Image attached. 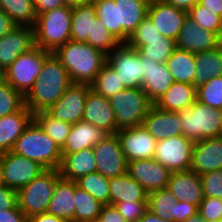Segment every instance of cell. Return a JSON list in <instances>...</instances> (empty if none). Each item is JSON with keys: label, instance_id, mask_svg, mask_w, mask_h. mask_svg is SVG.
<instances>
[{"label": "cell", "instance_id": "obj_11", "mask_svg": "<svg viewBox=\"0 0 222 222\" xmlns=\"http://www.w3.org/2000/svg\"><path fill=\"white\" fill-rule=\"evenodd\" d=\"M107 63L116 71L125 88H142L143 63L136 49L121 43L107 55Z\"/></svg>", "mask_w": 222, "mask_h": 222}, {"label": "cell", "instance_id": "obj_6", "mask_svg": "<svg viewBox=\"0 0 222 222\" xmlns=\"http://www.w3.org/2000/svg\"><path fill=\"white\" fill-rule=\"evenodd\" d=\"M60 177L59 170L46 169L37 178L17 191L18 207L27 218L47 212L56 181Z\"/></svg>", "mask_w": 222, "mask_h": 222}, {"label": "cell", "instance_id": "obj_27", "mask_svg": "<svg viewBox=\"0 0 222 222\" xmlns=\"http://www.w3.org/2000/svg\"><path fill=\"white\" fill-rule=\"evenodd\" d=\"M75 181L60 177L55 184L53 196L48 204L47 213L62 218L65 222H74Z\"/></svg>", "mask_w": 222, "mask_h": 222}, {"label": "cell", "instance_id": "obj_23", "mask_svg": "<svg viewBox=\"0 0 222 222\" xmlns=\"http://www.w3.org/2000/svg\"><path fill=\"white\" fill-rule=\"evenodd\" d=\"M166 188L178 201L197 207L204 198L200 175L191 170L171 172Z\"/></svg>", "mask_w": 222, "mask_h": 222}, {"label": "cell", "instance_id": "obj_12", "mask_svg": "<svg viewBox=\"0 0 222 222\" xmlns=\"http://www.w3.org/2000/svg\"><path fill=\"white\" fill-rule=\"evenodd\" d=\"M89 90L90 84L72 83L66 89L63 96L45 111L54 119L76 124L82 121Z\"/></svg>", "mask_w": 222, "mask_h": 222}, {"label": "cell", "instance_id": "obj_7", "mask_svg": "<svg viewBox=\"0 0 222 222\" xmlns=\"http://www.w3.org/2000/svg\"><path fill=\"white\" fill-rule=\"evenodd\" d=\"M108 100L115 114L117 131L142 125L153 105L142 88H125Z\"/></svg>", "mask_w": 222, "mask_h": 222}, {"label": "cell", "instance_id": "obj_62", "mask_svg": "<svg viewBox=\"0 0 222 222\" xmlns=\"http://www.w3.org/2000/svg\"><path fill=\"white\" fill-rule=\"evenodd\" d=\"M3 186V181H2V167H1V161H0V187Z\"/></svg>", "mask_w": 222, "mask_h": 222}, {"label": "cell", "instance_id": "obj_60", "mask_svg": "<svg viewBox=\"0 0 222 222\" xmlns=\"http://www.w3.org/2000/svg\"><path fill=\"white\" fill-rule=\"evenodd\" d=\"M91 0H63V3L65 6H69V7H78L80 5H84L87 3H90Z\"/></svg>", "mask_w": 222, "mask_h": 222}, {"label": "cell", "instance_id": "obj_21", "mask_svg": "<svg viewBox=\"0 0 222 222\" xmlns=\"http://www.w3.org/2000/svg\"><path fill=\"white\" fill-rule=\"evenodd\" d=\"M222 169V136L194 142L190 170L198 175Z\"/></svg>", "mask_w": 222, "mask_h": 222}, {"label": "cell", "instance_id": "obj_14", "mask_svg": "<svg viewBox=\"0 0 222 222\" xmlns=\"http://www.w3.org/2000/svg\"><path fill=\"white\" fill-rule=\"evenodd\" d=\"M115 134L128 162L154 158L157 140L143 125L120 129Z\"/></svg>", "mask_w": 222, "mask_h": 222}, {"label": "cell", "instance_id": "obj_2", "mask_svg": "<svg viewBox=\"0 0 222 222\" xmlns=\"http://www.w3.org/2000/svg\"><path fill=\"white\" fill-rule=\"evenodd\" d=\"M54 56L62 63L72 83L90 84L107 62V55L88 43L68 41L58 47Z\"/></svg>", "mask_w": 222, "mask_h": 222}, {"label": "cell", "instance_id": "obj_54", "mask_svg": "<svg viewBox=\"0 0 222 222\" xmlns=\"http://www.w3.org/2000/svg\"><path fill=\"white\" fill-rule=\"evenodd\" d=\"M36 14L64 6L63 0H33Z\"/></svg>", "mask_w": 222, "mask_h": 222}, {"label": "cell", "instance_id": "obj_25", "mask_svg": "<svg viewBox=\"0 0 222 222\" xmlns=\"http://www.w3.org/2000/svg\"><path fill=\"white\" fill-rule=\"evenodd\" d=\"M34 119V114L24 105L19 111L0 117V154L13 149L18 137Z\"/></svg>", "mask_w": 222, "mask_h": 222}, {"label": "cell", "instance_id": "obj_53", "mask_svg": "<svg viewBox=\"0 0 222 222\" xmlns=\"http://www.w3.org/2000/svg\"><path fill=\"white\" fill-rule=\"evenodd\" d=\"M0 222H28V218L23 214L17 205L12 209H1Z\"/></svg>", "mask_w": 222, "mask_h": 222}, {"label": "cell", "instance_id": "obj_39", "mask_svg": "<svg viewBox=\"0 0 222 222\" xmlns=\"http://www.w3.org/2000/svg\"><path fill=\"white\" fill-rule=\"evenodd\" d=\"M90 89L108 99L125 87L121 84L116 71L106 62L90 83Z\"/></svg>", "mask_w": 222, "mask_h": 222}, {"label": "cell", "instance_id": "obj_44", "mask_svg": "<svg viewBox=\"0 0 222 222\" xmlns=\"http://www.w3.org/2000/svg\"><path fill=\"white\" fill-rule=\"evenodd\" d=\"M96 17L107 30L118 40V15L115 0H91Z\"/></svg>", "mask_w": 222, "mask_h": 222}, {"label": "cell", "instance_id": "obj_5", "mask_svg": "<svg viewBox=\"0 0 222 222\" xmlns=\"http://www.w3.org/2000/svg\"><path fill=\"white\" fill-rule=\"evenodd\" d=\"M182 134L193 142L222 136V110L195 101L178 111Z\"/></svg>", "mask_w": 222, "mask_h": 222}, {"label": "cell", "instance_id": "obj_41", "mask_svg": "<svg viewBox=\"0 0 222 222\" xmlns=\"http://www.w3.org/2000/svg\"><path fill=\"white\" fill-rule=\"evenodd\" d=\"M87 43L106 55L121 44L97 17L92 21L91 36H88Z\"/></svg>", "mask_w": 222, "mask_h": 222}, {"label": "cell", "instance_id": "obj_37", "mask_svg": "<svg viewBox=\"0 0 222 222\" xmlns=\"http://www.w3.org/2000/svg\"><path fill=\"white\" fill-rule=\"evenodd\" d=\"M176 48L174 39L162 36V38L144 39V45L140 46L137 52L148 60L165 63Z\"/></svg>", "mask_w": 222, "mask_h": 222}, {"label": "cell", "instance_id": "obj_22", "mask_svg": "<svg viewBox=\"0 0 222 222\" xmlns=\"http://www.w3.org/2000/svg\"><path fill=\"white\" fill-rule=\"evenodd\" d=\"M142 125L157 141L183 135L178 112L158 109L155 105L149 108Z\"/></svg>", "mask_w": 222, "mask_h": 222}, {"label": "cell", "instance_id": "obj_13", "mask_svg": "<svg viewBox=\"0 0 222 222\" xmlns=\"http://www.w3.org/2000/svg\"><path fill=\"white\" fill-rule=\"evenodd\" d=\"M97 172L107 178L127 173L128 161L116 134L107 135L93 147Z\"/></svg>", "mask_w": 222, "mask_h": 222}, {"label": "cell", "instance_id": "obj_49", "mask_svg": "<svg viewBox=\"0 0 222 222\" xmlns=\"http://www.w3.org/2000/svg\"><path fill=\"white\" fill-rule=\"evenodd\" d=\"M127 222H138L148 210L147 201L119 202L114 205Z\"/></svg>", "mask_w": 222, "mask_h": 222}, {"label": "cell", "instance_id": "obj_20", "mask_svg": "<svg viewBox=\"0 0 222 222\" xmlns=\"http://www.w3.org/2000/svg\"><path fill=\"white\" fill-rule=\"evenodd\" d=\"M82 121L99 127L108 135L117 132L116 118L109 100L91 89L87 93Z\"/></svg>", "mask_w": 222, "mask_h": 222}, {"label": "cell", "instance_id": "obj_31", "mask_svg": "<svg viewBox=\"0 0 222 222\" xmlns=\"http://www.w3.org/2000/svg\"><path fill=\"white\" fill-rule=\"evenodd\" d=\"M195 63L193 85L196 88L215 76H222V44L215 49L195 53Z\"/></svg>", "mask_w": 222, "mask_h": 222}, {"label": "cell", "instance_id": "obj_18", "mask_svg": "<svg viewBox=\"0 0 222 222\" xmlns=\"http://www.w3.org/2000/svg\"><path fill=\"white\" fill-rule=\"evenodd\" d=\"M222 44V38L212 31L201 28L187 16L176 40V47L189 52H205Z\"/></svg>", "mask_w": 222, "mask_h": 222}, {"label": "cell", "instance_id": "obj_35", "mask_svg": "<svg viewBox=\"0 0 222 222\" xmlns=\"http://www.w3.org/2000/svg\"><path fill=\"white\" fill-rule=\"evenodd\" d=\"M74 222H96L103 204L78 186L74 193Z\"/></svg>", "mask_w": 222, "mask_h": 222}, {"label": "cell", "instance_id": "obj_30", "mask_svg": "<svg viewBox=\"0 0 222 222\" xmlns=\"http://www.w3.org/2000/svg\"><path fill=\"white\" fill-rule=\"evenodd\" d=\"M110 205L119 202L147 201L148 192L127 173L109 178Z\"/></svg>", "mask_w": 222, "mask_h": 222}, {"label": "cell", "instance_id": "obj_63", "mask_svg": "<svg viewBox=\"0 0 222 222\" xmlns=\"http://www.w3.org/2000/svg\"><path fill=\"white\" fill-rule=\"evenodd\" d=\"M148 3H153V2H160V1H165V0H145Z\"/></svg>", "mask_w": 222, "mask_h": 222}, {"label": "cell", "instance_id": "obj_48", "mask_svg": "<svg viewBox=\"0 0 222 222\" xmlns=\"http://www.w3.org/2000/svg\"><path fill=\"white\" fill-rule=\"evenodd\" d=\"M198 212L207 222L222 221V199L204 197L198 207Z\"/></svg>", "mask_w": 222, "mask_h": 222}, {"label": "cell", "instance_id": "obj_10", "mask_svg": "<svg viewBox=\"0 0 222 222\" xmlns=\"http://www.w3.org/2000/svg\"><path fill=\"white\" fill-rule=\"evenodd\" d=\"M194 142L184 135L157 141L154 159L170 172L190 170Z\"/></svg>", "mask_w": 222, "mask_h": 222}, {"label": "cell", "instance_id": "obj_8", "mask_svg": "<svg viewBox=\"0 0 222 222\" xmlns=\"http://www.w3.org/2000/svg\"><path fill=\"white\" fill-rule=\"evenodd\" d=\"M51 54V52L35 46L30 51L21 54L1 73V76L12 88L25 97L33 88L36 79L40 75L44 61Z\"/></svg>", "mask_w": 222, "mask_h": 222}, {"label": "cell", "instance_id": "obj_38", "mask_svg": "<svg viewBox=\"0 0 222 222\" xmlns=\"http://www.w3.org/2000/svg\"><path fill=\"white\" fill-rule=\"evenodd\" d=\"M103 205H110L109 178L99 172H91L75 181Z\"/></svg>", "mask_w": 222, "mask_h": 222}, {"label": "cell", "instance_id": "obj_42", "mask_svg": "<svg viewBox=\"0 0 222 222\" xmlns=\"http://www.w3.org/2000/svg\"><path fill=\"white\" fill-rule=\"evenodd\" d=\"M25 105V97L0 76V117L19 111Z\"/></svg>", "mask_w": 222, "mask_h": 222}, {"label": "cell", "instance_id": "obj_56", "mask_svg": "<svg viewBox=\"0 0 222 222\" xmlns=\"http://www.w3.org/2000/svg\"><path fill=\"white\" fill-rule=\"evenodd\" d=\"M201 6L215 12V15L222 17V0H199Z\"/></svg>", "mask_w": 222, "mask_h": 222}, {"label": "cell", "instance_id": "obj_57", "mask_svg": "<svg viewBox=\"0 0 222 222\" xmlns=\"http://www.w3.org/2000/svg\"><path fill=\"white\" fill-rule=\"evenodd\" d=\"M28 222H65V221L62 218H59L58 216L46 212L28 218Z\"/></svg>", "mask_w": 222, "mask_h": 222}, {"label": "cell", "instance_id": "obj_24", "mask_svg": "<svg viewBox=\"0 0 222 222\" xmlns=\"http://www.w3.org/2000/svg\"><path fill=\"white\" fill-rule=\"evenodd\" d=\"M118 15V41L126 43L136 27L147 17L145 0H115Z\"/></svg>", "mask_w": 222, "mask_h": 222}, {"label": "cell", "instance_id": "obj_9", "mask_svg": "<svg viewBox=\"0 0 222 222\" xmlns=\"http://www.w3.org/2000/svg\"><path fill=\"white\" fill-rule=\"evenodd\" d=\"M3 185L15 191L37 178L46 170L40 163L12 151L0 154Z\"/></svg>", "mask_w": 222, "mask_h": 222}, {"label": "cell", "instance_id": "obj_36", "mask_svg": "<svg viewBox=\"0 0 222 222\" xmlns=\"http://www.w3.org/2000/svg\"><path fill=\"white\" fill-rule=\"evenodd\" d=\"M176 201L177 199L168 188H163L148 193L147 208L158 217L175 222L174 210Z\"/></svg>", "mask_w": 222, "mask_h": 222}, {"label": "cell", "instance_id": "obj_34", "mask_svg": "<svg viewBox=\"0 0 222 222\" xmlns=\"http://www.w3.org/2000/svg\"><path fill=\"white\" fill-rule=\"evenodd\" d=\"M2 9L17 26L34 27L36 12L33 0H0Z\"/></svg>", "mask_w": 222, "mask_h": 222}, {"label": "cell", "instance_id": "obj_1", "mask_svg": "<svg viewBox=\"0 0 222 222\" xmlns=\"http://www.w3.org/2000/svg\"><path fill=\"white\" fill-rule=\"evenodd\" d=\"M72 84L68 72L52 53L43 64L33 88L25 96V105L33 114L56 103Z\"/></svg>", "mask_w": 222, "mask_h": 222}, {"label": "cell", "instance_id": "obj_3", "mask_svg": "<svg viewBox=\"0 0 222 222\" xmlns=\"http://www.w3.org/2000/svg\"><path fill=\"white\" fill-rule=\"evenodd\" d=\"M13 153L40 163L46 169L59 170L61 147L33 119L14 144Z\"/></svg>", "mask_w": 222, "mask_h": 222}, {"label": "cell", "instance_id": "obj_55", "mask_svg": "<svg viewBox=\"0 0 222 222\" xmlns=\"http://www.w3.org/2000/svg\"><path fill=\"white\" fill-rule=\"evenodd\" d=\"M17 25L0 9V38L10 33Z\"/></svg>", "mask_w": 222, "mask_h": 222}, {"label": "cell", "instance_id": "obj_58", "mask_svg": "<svg viewBox=\"0 0 222 222\" xmlns=\"http://www.w3.org/2000/svg\"><path fill=\"white\" fill-rule=\"evenodd\" d=\"M165 2L182 10L188 11L190 8L195 6L199 0H165Z\"/></svg>", "mask_w": 222, "mask_h": 222}, {"label": "cell", "instance_id": "obj_61", "mask_svg": "<svg viewBox=\"0 0 222 222\" xmlns=\"http://www.w3.org/2000/svg\"><path fill=\"white\" fill-rule=\"evenodd\" d=\"M184 222H207L201 214L197 211L193 216L189 217L186 221Z\"/></svg>", "mask_w": 222, "mask_h": 222}, {"label": "cell", "instance_id": "obj_51", "mask_svg": "<svg viewBox=\"0 0 222 222\" xmlns=\"http://www.w3.org/2000/svg\"><path fill=\"white\" fill-rule=\"evenodd\" d=\"M18 205L17 191L3 185L0 187V210L12 209Z\"/></svg>", "mask_w": 222, "mask_h": 222}, {"label": "cell", "instance_id": "obj_33", "mask_svg": "<svg viewBox=\"0 0 222 222\" xmlns=\"http://www.w3.org/2000/svg\"><path fill=\"white\" fill-rule=\"evenodd\" d=\"M96 18L94 5L90 2L72 9L70 37L72 41L87 43L91 36L92 21Z\"/></svg>", "mask_w": 222, "mask_h": 222}, {"label": "cell", "instance_id": "obj_26", "mask_svg": "<svg viewBox=\"0 0 222 222\" xmlns=\"http://www.w3.org/2000/svg\"><path fill=\"white\" fill-rule=\"evenodd\" d=\"M108 134L99 127L79 121L72 124L70 133L61 148L62 154H71L86 148H93Z\"/></svg>", "mask_w": 222, "mask_h": 222}, {"label": "cell", "instance_id": "obj_52", "mask_svg": "<svg viewBox=\"0 0 222 222\" xmlns=\"http://www.w3.org/2000/svg\"><path fill=\"white\" fill-rule=\"evenodd\" d=\"M96 222H127L113 205H103Z\"/></svg>", "mask_w": 222, "mask_h": 222}, {"label": "cell", "instance_id": "obj_19", "mask_svg": "<svg viewBox=\"0 0 222 222\" xmlns=\"http://www.w3.org/2000/svg\"><path fill=\"white\" fill-rule=\"evenodd\" d=\"M140 57L143 63L142 89L154 104L175 81L165 63L148 60L144 55Z\"/></svg>", "mask_w": 222, "mask_h": 222}, {"label": "cell", "instance_id": "obj_43", "mask_svg": "<svg viewBox=\"0 0 222 222\" xmlns=\"http://www.w3.org/2000/svg\"><path fill=\"white\" fill-rule=\"evenodd\" d=\"M196 100L222 110V76H215L197 87Z\"/></svg>", "mask_w": 222, "mask_h": 222}, {"label": "cell", "instance_id": "obj_40", "mask_svg": "<svg viewBox=\"0 0 222 222\" xmlns=\"http://www.w3.org/2000/svg\"><path fill=\"white\" fill-rule=\"evenodd\" d=\"M34 120L42 130L62 148L70 133L72 124L54 119L46 111L36 112L34 114Z\"/></svg>", "mask_w": 222, "mask_h": 222}, {"label": "cell", "instance_id": "obj_17", "mask_svg": "<svg viewBox=\"0 0 222 222\" xmlns=\"http://www.w3.org/2000/svg\"><path fill=\"white\" fill-rule=\"evenodd\" d=\"M147 16L162 36L176 41L188 12L165 1H160L149 3Z\"/></svg>", "mask_w": 222, "mask_h": 222}, {"label": "cell", "instance_id": "obj_59", "mask_svg": "<svg viewBox=\"0 0 222 222\" xmlns=\"http://www.w3.org/2000/svg\"><path fill=\"white\" fill-rule=\"evenodd\" d=\"M138 222H170L167 220H164L157 215L153 214L149 210H147L144 215L138 220Z\"/></svg>", "mask_w": 222, "mask_h": 222}, {"label": "cell", "instance_id": "obj_45", "mask_svg": "<svg viewBox=\"0 0 222 222\" xmlns=\"http://www.w3.org/2000/svg\"><path fill=\"white\" fill-rule=\"evenodd\" d=\"M188 17L196 22L201 28L217 33L222 38V17L197 3L188 11Z\"/></svg>", "mask_w": 222, "mask_h": 222}, {"label": "cell", "instance_id": "obj_15", "mask_svg": "<svg viewBox=\"0 0 222 222\" xmlns=\"http://www.w3.org/2000/svg\"><path fill=\"white\" fill-rule=\"evenodd\" d=\"M127 174L151 193L167 187L171 172L153 158L128 162Z\"/></svg>", "mask_w": 222, "mask_h": 222}, {"label": "cell", "instance_id": "obj_46", "mask_svg": "<svg viewBox=\"0 0 222 222\" xmlns=\"http://www.w3.org/2000/svg\"><path fill=\"white\" fill-rule=\"evenodd\" d=\"M162 38L158 29L147 16L134 30L128 38L126 44L133 49H138L144 45V39Z\"/></svg>", "mask_w": 222, "mask_h": 222}, {"label": "cell", "instance_id": "obj_4", "mask_svg": "<svg viewBox=\"0 0 222 222\" xmlns=\"http://www.w3.org/2000/svg\"><path fill=\"white\" fill-rule=\"evenodd\" d=\"M72 9L64 5L38 14L33 27L35 46L53 53L70 41Z\"/></svg>", "mask_w": 222, "mask_h": 222}, {"label": "cell", "instance_id": "obj_47", "mask_svg": "<svg viewBox=\"0 0 222 222\" xmlns=\"http://www.w3.org/2000/svg\"><path fill=\"white\" fill-rule=\"evenodd\" d=\"M204 197L222 199V169L200 175Z\"/></svg>", "mask_w": 222, "mask_h": 222}, {"label": "cell", "instance_id": "obj_50", "mask_svg": "<svg viewBox=\"0 0 222 222\" xmlns=\"http://www.w3.org/2000/svg\"><path fill=\"white\" fill-rule=\"evenodd\" d=\"M198 211L196 205L189 204L186 201H176L175 202V222H184L189 217L193 216Z\"/></svg>", "mask_w": 222, "mask_h": 222}, {"label": "cell", "instance_id": "obj_29", "mask_svg": "<svg viewBox=\"0 0 222 222\" xmlns=\"http://www.w3.org/2000/svg\"><path fill=\"white\" fill-rule=\"evenodd\" d=\"M196 101V87L188 83L173 82L153 105L165 111L178 112Z\"/></svg>", "mask_w": 222, "mask_h": 222}, {"label": "cell", "instance_id": "obj_16", "mask_svg": "<svg viewBox=\"0 0 222 222\" xmlns=\"http://www.w3.org/2000/svg\"><path fill=\"white\" fill-rule=\"evenodd\" d=\"M34 47V28L30 26H16L10 33L0 38V74L21 54Z\"/></svg>", "mask_w": 222, "mask_h": 222}, {"label": "cell", "instance_id": "obj_32", "mask_svg": "<svg viewBox=\"0 0 222 222\" xmlns=\"http://www.w3.org/2000/svg\"><path fill=\"white\" fill-rule=\"evenodd\" d=\"M165 64L175 82L193 85L196 72L195 53L176 48Z\"/></svg>", "mask_w": 222, "mask_h": 222}, {"label": "cell", "instance_id": "obj_28", "mask_svg": "<svg viewBox=\"0 0 222 222\" xmlns=\"http://www.w3.org/2000/svg\"><path fill=\"white\" fill-rule=\"evenodd\" d=\"M60 176L76 181L91 172H97L93 148H86L71 154H62Z\"/></svg>", "mask_w": 222, "mask_h": 222}]
</instances>
